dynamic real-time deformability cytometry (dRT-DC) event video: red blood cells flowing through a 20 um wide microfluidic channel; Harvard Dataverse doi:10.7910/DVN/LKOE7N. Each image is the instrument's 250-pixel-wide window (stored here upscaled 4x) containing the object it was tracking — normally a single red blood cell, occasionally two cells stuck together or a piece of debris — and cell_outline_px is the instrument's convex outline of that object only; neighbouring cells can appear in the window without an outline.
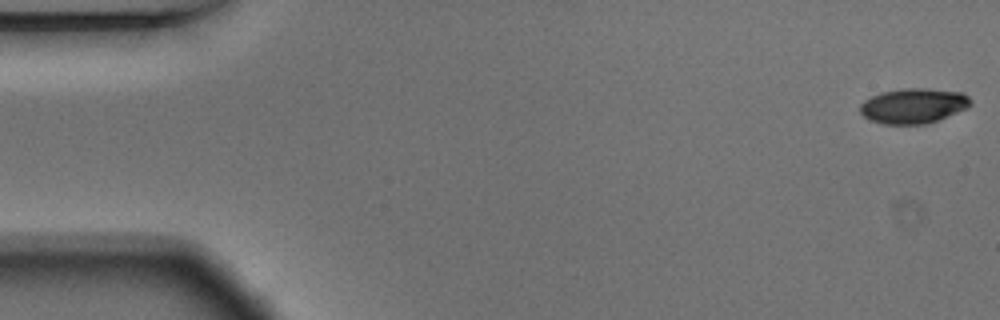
{"species": "Egyptian fruit bat (a non-hibernating species)", "species_latin": "Rousettus aegyptiacus", "temperature_condition": "warm", "stored_images_in_passage": 54, "camera_frame_rate_fps": 3000, "um_per_image_px": 0.085, "animal": {"sex": "male"}, "frame": {"image": 1, "passage_image": 1, "time_ms": 0.0, "image_size_px": [1000, 320], "cell_outline_px": [[972, 104], [968, 108], [936, 120], [924, 124], [884, 124], [868, 120], [860, 112], [860, 104], [864, 100], [880, 92], [900, 88], [928, 88], [964, 92], [972, 100]], "centroid_in_image_um": [77.64, 8.97], "position_along_channel_um": 7.4, "area_um2": 22.83}}
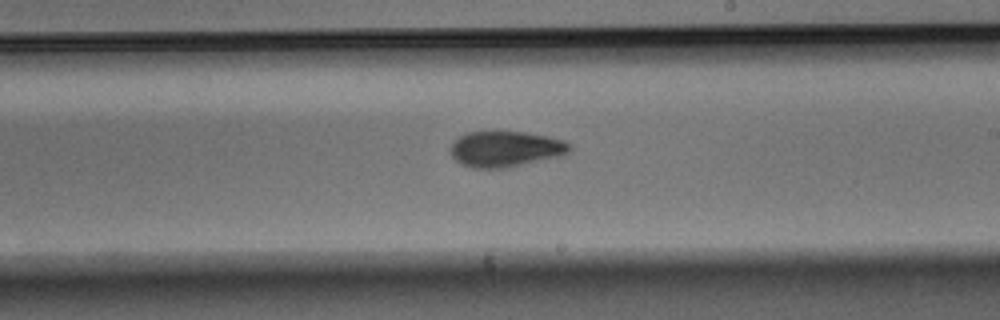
{"frame": {"image": 2, "passage_image": 31, "time_ms": 10.0, "image_size_px": [1000, 320], "cell_outline_px": [[572, 148], [568, 152], [560, 156], [508, 168], [472, 168], [460, 164], [452, 156], [452, 144], [460, 136], [468, 132], [524, 132], [548, 136], [564, 140]], "centroid_in_image_um": [42.99, 12.68], "position_along_channel_um": 246.0, "area_um2": 24.68}}
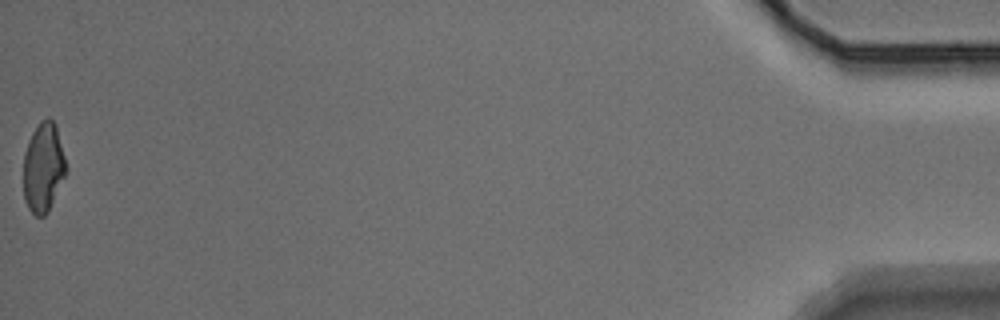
{"frame": {"image": 3, "passage_image": 54, "time_ms": 17.667, "image_size_px": [1000, 320], "cell_outline_px": [[68, 168], [48, 212], [44, 216], [36, 216], [28, 208], [24, 200], [24, 152], [28, 140], [32, 132], [40, 120], [48, 116], [52, 120], [56, 128]], "centroid_in_image_um": [3.67, 14.23], "position_along_channel_um": 431.5, "area_um2": 22.2}, "authors_computed_cell_mechanics": {"area_um2": 23.8136, "velocity_mm_per_s": 3.7364, "shape_relaxation_time_tau1_ms": 3.7441, "shape_relaxation_time_tau2_ms": 3.324, "deformation_change_tau1": 0.1579, "deformation_change_tau2": 0.0981}}